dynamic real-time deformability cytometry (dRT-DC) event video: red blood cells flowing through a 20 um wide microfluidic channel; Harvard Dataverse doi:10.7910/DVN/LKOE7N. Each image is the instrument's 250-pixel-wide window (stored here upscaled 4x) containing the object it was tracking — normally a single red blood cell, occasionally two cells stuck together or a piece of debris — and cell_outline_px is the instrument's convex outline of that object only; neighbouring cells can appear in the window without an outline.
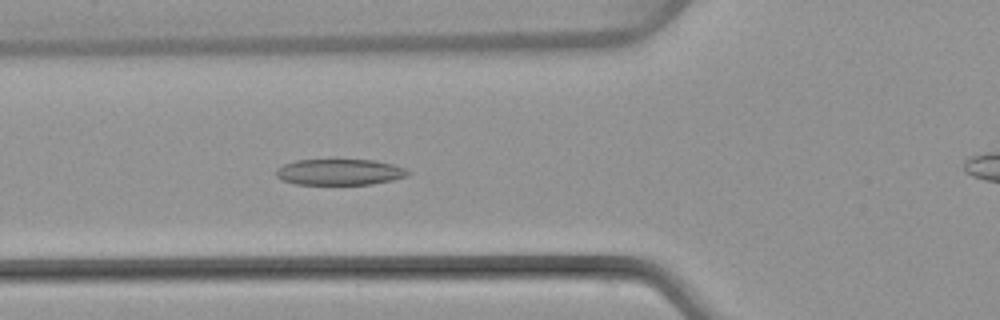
{"species": "common noctule bat (a hibernating species)", "species_latin": "Nyctalus noctula", "temperature_condition": "warm", "stored_images_in_passage": 33, "camera_frame_rate_fps": 3000, "um_per_image_px": 0.085, "animal": {"sex": "female", "body_mass_g": 22.7, "forearm_length_mm": 54.2}, "frame": {"image": 1, "passage_image": 10, "time_ms": 3.0, "image_size_px": [1000, 320], "cell_outline_px": [[412, 172], [408, 176], [392, 180], [372, 184], [296, 184], [284, 180], [276, 176], [276, 168], [284, 164], [296, 160], [376, 160], [392, 164], [404, 168]], "centroid_in_image_um": [28.89, 14.62], "position_along_channel_um": 96.9, "area_um2": 19.94}}
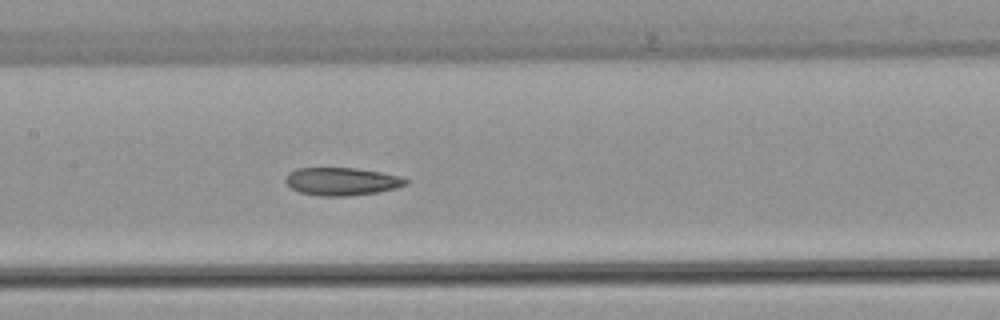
{"frame": {"image": 2, "passage_image": 16, "time_ms": 5.0, "image_size_px": [1000, 320], "cell_outline_px": [[408, 184], [396, 188], [376, 192], [348, 196], [320, 196], [300, 192], [292, 188], [284, 180], [288, 172], [296, 168], [356, 168], [380, 172], [400, 176], [408, 180]], "centroid_in_image_um": [29.04, 15.42], "position_along_channel_um": 178.4, "area_um2": 19.48}}
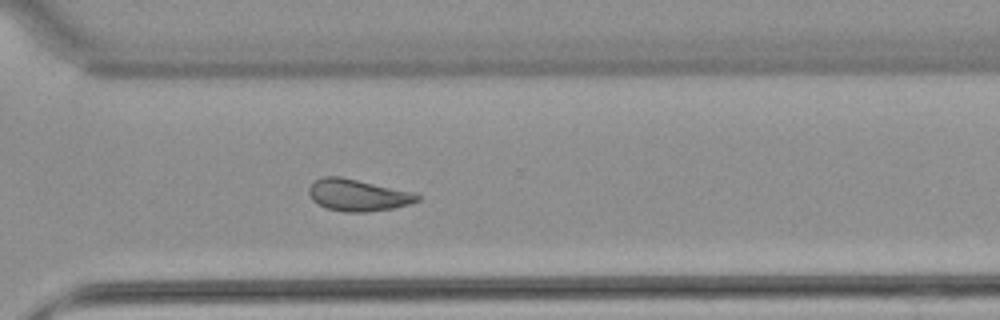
{"frame": {"image": 3, "passage_image": 28, "time_ms": 9.0, "image_size_px": [1000, 320], "cell_outline_px": [[420, 200], [408, 204], [392, 208], [368, 212], [344, 212], [328, 208], [312, 200], [308, 192], [308, 188], [316, 180], [324, 176], [340, 176], [412, 192], [420, 196]], "centroid_in_image_um": [30.4, 16.58], "position_along_channel_um": 340.2, "area_um2": 19.83}, "authors_computed_cell_mechanics": {"area_um2": 20.1722, "velocity_mm_per_s": 4.0569, "shape_relaxation_time_tau1_ms": null, "shape_relaxation_time_tau2_ms": 2.2449, "deformation_change_tau1": null, "deformation_change_tau2": 0.0925}}